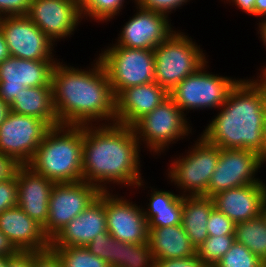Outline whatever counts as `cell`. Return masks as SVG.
Masks as SVG:
<instances>
[{
    "mask_svg": "<svg viewBox=\"0 0 266 267\" xmlns=\"http://www.w3.org/2000/svg\"><path fill=\"white\" fill-rule=\"evenodd\" d=\"M7 267H33V251H18L9 256Z\"/></svg>",
    "mask_w": 266,
    "mask_h": 267,
    "instance_id": "40",
    "label": "cell"
},
{
    "mask_svg": "<svg viewBox=\"0 0 266 267\" xmlns=\"http://www.w3.org/2000/svg\"><path fill=\"white\" fill-rule=\"evenodd\" d=\"M151 188L150 199L143 209L148 222V229L181 224L183 213V196L171 191ZM153 190V191H152Z\"/></svg>",
    "mask_w": 266,
    "mask_h": 267,
    "instance_id": "25",
    "label": "cell"
},
{
    "mask_svg": "<svg viewBox=\"0 0 266 267\" xmlns=\"http://www.w3.org/2000/svg\"><path fill=\"white\" fill-rule=\"evenodd\" d=\"M33 267H63L58 254L51 248L39 252L33 251Z\"/></svg>",
    "mask_w": 266,
    "mask_h": 267,
    "instance_id": "39",
    "label": "cell"
},
{
    "mask_svg": "<svg viewBox=\"0 0 266 267\" xmlns=\"http://www.w3.org/2000/svg\"><path fill=\"white\" fill-rule=\"evenodd\" d=\"M206 61L192 75L185 77L178 83L169 96L175 104L185 112L190 110L220 109L225 103L229 91L239 81L235 77L212 74L206 69L209 67ZM185 111V112H184Z\"/></svg>",
    "mask_w": 266,
    "mask_h": 267,
    "instance_id": "8",
    "label": "cell"
},
{
    "mask_svg": "<svg viewBox=\"0 0 266 267\" xmlns=\"http://www.w3.org/2000/svg\"><path fill=\"white\" fill-rule=\"evenodd\" d=\"M235 239L266 263V222L261 215L236 223Z\"/></svg>",
    "mask_w": 266,
    "mask_h": 267,
    "instance_id": "28",
    "label": "cell"
},
{
    "mask_svg": "<svg viewBox=\"0 0 266 267\" xmlns=\"http://www.w3.org/2000/svg\"><path fill=\"white\" fill-rule=\"evenodd\" d=\"M169 97L155 81L122 90L115 97V123L132 127Z\"/></svg>",
    "mask_w": 266,
    "mask_h": 267,
    "instance_id": "19",
    "label": "cell"
},
{
    "mask_svg": "<svg viewBox=\"0 0 266 267\" xmlns=\"http://www.w3.org/2000/svg\"><path fill=\"white\" fill-rule=\"evenodd\" d=\"M110 267H155L150 243H126L113 238Z\"/></svg>",
    "mask_w": 266,
    "mask_h": 267,
    "instance_id": "27",
    "label": "cell"
},
{
    "mask_svg": "<svg viewBox=\"0 0 266 267\" xmlns=\"http://www.w3.org/2000/svg\"><path fill=\"white\" fill-rule=\"evenodd\" d=\"M19 164L12 158L0 153V181L12 177L17 171Z\"/></svg>",
    "mask_w": 266,
    "mask_h": 267,
    "instance_id": "41",
    "label": "cell"
},
{
    "mask_svg": "<svg viewBox=\"0 0 266 267\" xmlns=\"http://www.w3.org/2000/svg\"><path fill=\"white\" fill-rule=\"evenodd\" d=\"M10 110L41 119L51 128L60 125L53 104L52 86L26 87L16 95Z\"/></svg>",
    "mask_w": 266,
    "mask_h": 267,
    "instance_id": "24",
    "label": "cell"
},
{
    "mask_svg": "<svg viewBox=\"0 0 266 267\" xmlns=\"http://www.w3.org/2000/svg\"><path fill=\"white\" fill-rule=\"evenodd\" d=\"M135 7L137 12L123 25L114 45L153 50L175 31L168 15Z\"/></svg>",
    "mask_w": 266,
    "mask_h": 267,
    "instance_id": "17",
    "label": "cell"
},
{
    "mask_svg": "<svg viewBox=\"0 0 266 267\" xmlns=\"http://www.w3.org/2000/svg\"><path fill=\"white\" fill-rule=\"evenodd\" d=\"M148 242L155 260L177 259L196 254L182 224L148 229Z\"/></svg>",
    "mask_w": 266,
    "mask_h": 267,
    "instance_id": "23",
    "label": "cell"
},
{
    "mask_svg": "<svg viewBox=\"0 0 266 267\" xmlns=\"http://www.w3.org/2000/svg\"><path fill=\"white\" fill-rule=\"evenodd\" d=\"M113 246V237L108 232H100L86 245L87 249L95 256L100 257L110 266V257Z\"/></svg>",
    "mask_w": 266,
    "mask_h": 267,
    "instance_id": "35",
    "label": "cell"
},
{
    "mask_svg": "<svg viewBox=\"0 0 266 267\" xmlns=\"http://www.w3.org/2000/svg\"><path fill=\"white\" fill-rule=\"evenodd\" d=\"M50 129L41 119L10 111L0 125V153L27 165Z\"/></svg>",
    "mask_w": 266,
    "mask_h": 267,
    "instance_id": "10",
    "label": "cell"
},
{
    "mask_svg": "<svg viewBox=\"0 0 266 267\" xmlns=\"http://www.w3.org/2000/svg\"><path fill=\"white\" fill-rule=\"evenodd\" d=\"M50 248L58 254L63 267H110L103 259L92 254L86 246Z\"/></svg>",
    "mask_w": 266,
    "mask_h": 267,
    "instance_id": "29",
    "label": "cell"
},
{
    "mask_svg": "<svg viewBox=\"0 0 266 267\" xmlns=\"http://www.w3.org/2000/svg\"><path fill=\"white\" fill-rule=\"evenodd\" d=\"M98 58L107 72L115 97L126 88L155 81L153 50L111 44Z\"/></svg>",
    "mask_w": 266,
    "mask_h": 267,
    "instance_id": "9",
    "label": "cell"
},
{
    "mask_svg": "<svg viewBox=\"0 0 266 267\" xmlns=\"http://www.w3.org/2000/svg\"><path fill=\"white\" fill-rule=\"evenodd\" d=\"M9 256H0V267H7Z\"/></svg>",
    "mask_w": 266,
    "mask_h": 267,
    "instance_id": "50",
    "label": "cell"
},
{
    "mask_svg": "<svg viewBox=\"0 0 266 267\" xmlns=\"http://www.w3.org/2000/svg\"><path fill=\"white\" fill-rule=\"evenodd\" d=\"M84 126L52 127L27 164L54 183L82 180Z\"/></svg>",
    "mask_w": 266,
    "mask_h": 267,
    "instance_id": "4",
    "label": "cell"
},
{
    "mask_svg": "<svg viewBox=\"0 0 266 267\" xmlns=\"http://www.w3.org/2000/svg\"><path fill=\"white\" fill-rule=\"evenodd\" d=\"M261 216L264 218L266 222V194L264 196L263 203H262Z\"/></svg>",
    "mask_w": 266,
    "mask_h": 267,
    "instance_id": "49",
    "label": "cell"
},
{
    "mask_svg": "<svg viewBox=\"0 0 266 267\" xmlns=\"http://www.w3.org/2000/svg\"><path fill=\"white\" fill-rule=\"evenodd\" d=\"M101 193L94 185L81 180L55 183L49 198L47 224L43 228L51 240L73 218L83 212Z\"/></svg>",
    "mask_w": 266,
    "mask_h": 267,
    "instance_id": "11",
    "label": "cell"
},
{
    "mask_svg": "<svg viewBox=\"0 0 266 267\" xmlns=\"http://www.w3.org/2000/svg\"><path fill=\"white\" fill-rule=\"evenodd\" d=\"M258 34L260 33V39H262L263 41V45L265 46L264 48L266 49V19H263L259 22L258 25Z\"/></svg>",
    "mask_w": 266,
    "mask_h": 267,
    "instance_id": "47",
    "label": "cell"
},
{
    "mask_svg": "<svg viewBox=\"0 0 266 267\" xmlns=\"http://www.w3.org/2000/svg\"><path fill=\"white\" fill-rule=\"evenodd\" d=\"M10 111V105L0 98V125L5 121Z\"/></svg>",
    "mask_w": 266,
    "mask_h": 267,
    "instance_id": "46",
    "label": "cell"
},
{
    "mask_svg": "<svg viewBox=\"0 0 266 267\" xmlns=\"http://www.w3.org/2000/svg\"><path fill=\"white\" fill-rule=\"evenodd\" d=\"M18 183L15 174L3 181H0V213L7 209L17 207Z\"/></svg>",
    "mask_w": 266,
    "mask_h": 267,
    "instance_id": "34",
    "label": "cell"
},
{
    "mask_svg": "<svg viewBox=\"0 0 266 267\" xmlns=\"http://www.w3.org/2000/svg\"><path fill=\"white\" fill-rule=\"evenodd\" d=\"M254 16L266 19V0H255Z\"/></svg>",
    "mask_w": 266,
    "mask_h": 267,
    "instance_id": "44",
    "label": "cell"
},
{
    "mask_svg": "<svg viewBox=\"0 0 266 267\" xmlns=\"http://www.w3.org/2000/svg\"><path fill=\"white\" fill-rule=\"evenodd\" d=\"M0 231L18 251L39 252L50 248L43 227L18 206L0 213Z\"/></svg>",
    "mask_w": 266,
    "mask_h": 267,
    "instance_id": "22",
    "label": "cell"
},
{
    "mask_svg": "<svg viewBox=\"0 0 266 267\" xmlns=\"http://www.w3.org/2000/svg\"><path fill=\"white\" fill-rule=\"evenodd\" d=\"M265 113L266 79L241 78L201 136L219 148L247 149L261 155Z\"/></svg>",
    "mask_w": 266,
    "mask_h": 267,
    "instance_id": "3",
    "label": "cell"
},
{
    "mask_svg": "<svg viewBox=\"0 0 266 267\" xmlns=\"http://www.w3.org/2000/svg\"><path fill=\"white\" fill-rule=\"evenodd\" d=\"M153 51L155 82L169 93L185 77L192 75L208 60L200 45L180 30H175Z\"/></svg>",
    "mask_w": 266,
    "mask_h": 267,
    "instance_id": "5",
    "label": "cell"
},
{
    "mask_svg": "<svg viewBox=\"0 0 266 267\" xmlns=\"http://www.w3.org/2000/svg\"><path fill=\"white\" fill-rule=\"evenodd\" d=\"M56 62L10 56L0 64V98L10 105L26 87L52 86V72Z\"/></svg>",
    "mask_w": 266,
    "mask_h": 267,
    "instance_id": "15",
    "label": "cell"
},
{
    "mask_svg": "<svg viewBox=\"0 0 266 267\" xmlns=\"http://www.w3.org/2000/svg\"><path fill=\"white\" fill-rule=\"evenodd\" d=\"M263 131H264V146L262 149V153L260 155L262 164L266 163V113L264 116V129H263Z\"/></svg>",
    "mask_w": 266,
    "mask_h": 267,
    "instance_id": "48",
    "label": "cell"
},
{
    "mask_svg": "<svg viewBox=\"0 0 266 267\" xmlns=\"http://www.w3.org/2000/svg\"><path fill=\"white\" fill-rule=\"evenodd\" d=\"M214 208L213 198L205 196H183L181 224L190 242L196 249L208 237V218Z\"/></svg>",
    "mask_w": 266,
    "mask_h": 267,
    "instance_id": "26",
    "label": "cell"
},
{
    "mask_svg": "<svg viewBox=\"0 0 266 267\" xmlns=\"http://www.w3.org/2000/svg\"><path fill=\"white\" fill-rule=\"evenodd\" d=\"M227 1V2H226ZM224 0V3H228L231 4V2L233 3V5H236V7H238L239 9L242 10V12H245L247 14H249L250 16H254V3L255 0Z\"/></svg>",
    "mask_w": 266,
    "mask_h": 267,
    "instance_id": "43",
    "label": "cell"
},
{
    "mask_svg": "<svg viewBox=\"0 0 266 267\" xmlns=\"http://www.w3.org/2000/svg\"><path fill=\"white\" fill-rule=\"evenodd\" d=\"M135 5L140 8L164 13L169 16V14L177 11L184 4H187L189 0H132Z\"/></svg>",
    "mask_w": 266,
    "mask_h": 267,
    "instance_id": "36",
    "label": "cell"
},
{
    "mask_svg": "<svg viewBox=\"0 0 266 267\" xmlns=\"http://www.w3.org/2000/svg\"><path fill=\"white\" fill-rule=\"evenodd\" d=\"M215 267H266V263L253 254L244 244L235 240Z\"/></svg>",
    "mask_w": 266,
    "mask_h": 267,
    "instance_id": "32",
    "label": "cell"
},
{
    "mask_svg": "<svg viewBox=\"0 0 266 267\" xmlns=\"http://www.w3.org/2000/svg\"><path fill=\"white\" fill-rule=\"evenodd\" d=\"M140 148L132 127L118 123L84 126L82 180L100 191L111 190L108 184L144 188Z\"/></svg>",
    "mask_w": 266,
    "mask_h": 267,
    "instance_id": "2",
    "label": "cell"
},
{
    "mask_svg": "<svg viewBox=\"0 0 266 267\" xmlns=\"http://www.w3.org/2000/svg\"><path fill=\"white\" fill-rule=\"evenodd\" d=\"M112 191H105L108 233L121 242L146 243L149 230L142 207L123 196L113 195Z\"/></svg>",
    "mask_w": 266,
    "mask_h": 267,
    "instance_id": "16",
    "label": "cell"
},
{
    "mask_svg": "<svg viewBox=\"0 0 266 267\" xmlns=\"http://www.w3.org/2000/svg\"><path fill=\"white\" fill-rule=\"evenodd\" d=\"M235 225L224 213L214 208L208 218L207 232L209 236L235 235Z\"/></svg>",
    "mask_w": 266,
    "mask_h": 267,
    "instance_id": "33",
    "label": "cell"
},
{
    "mask_svg": "<svg viewBox=\"0 0 266 267\" xmlns=\"http://www.w3.org/2000/svg\"><path fill=\"white\" fill-rule=\"evenodd\" d=\"M265 194L266 184L259 182L219 192L212 198L215 208L236 224L261 215Z\"/></svg>",
    "mask_w": 266,
    "mask_h": 267,
    "instance_id": "21",
    "label": "cell"
},
{
    "mask_svg": "<svg viewBox=\"0 0 266 267\" xmlns=\"http://www.w3.org/2000/svg\"><path fill=\"white\" fill-rule=\"evenodd\" d=\"M10 57L8 46L6 44L3 32L0 29V64Z\"/></svg>",
    "mask_w": 266,
    "mask_h": 267,
    "instance_id": "45",
    "label": "cell"
},
{
    "mask_svg": "<svg viewBox=\"0 0 266 267\" xmlns=\"http://www.w3.org/2000/svg\"><path fill=\"white\" fill-rule=\"evenodd\" d=\"M259 70H261L259 74V78H266V66H264L263 68Z\"/></svg>",
    "mask_w": 266,
    "mask_h": 267,
    "instance_id": "51",
    "label": "cell"
},
{
    "mask_svg": "<svg viewBox=\"0 0 266 267\" xmlns=\"http://www.w3.org/2000/svg\"><path fill=\"white\" fill-rule=\"evenodd\" d=\"M100 232H108L105 212V191L50 240V247L88 245Z\"/></svg>",
    "mask_w": 266,
    "mask_h": 267,
    "instance_id": "18",
    "label": "cell"
},
{
    "mask_svg": "<svg viewBox=\"0 0 266 267\" xmlns=\"http://www.w3.org/2000/svg\"><path fill=\"white\" fill-rule=\"evenodd\" d=\"M17 252L11 241L0 231V256H12Z\"/></svg>",
    "mask_w": 266,
    "mask_h": 267,
    "instance_id": "42",
    "label": "cell"
},
{
    "mask_svg": "<svg viewBox=\"0 0 266 267\" xmlns=\"http://www.w3.org/2000/svg\"><path fill=\"white\" fill-rule=\"evenodd\" d=\"M31 0H0V17L27 15Z\"/></svg>",
    "mask_w": 266,
    "mask_h": 267,
    "instance_id": "37",
    "label": "cell"
},
{
    "mask_svg": "<svg viewBox=\"0 0 266 267\" xmlns=\"http://www.w3.org/2000/svg\"><path fill=\"white\" fill-rule=\"evenodd\" d=\"M187 120L189 119L169 96L153 111L138 120L132 128L140 146L146 145L151 155L152 152L154 155H161V152L165 153L164 151L168 150L170 144L192 134V127Z\"/></svg>",
    "mask_w": 266,
    "mask_h": 267,
    "instance_id": "6",
    "label": "cell"
},
{
    "mask_svg": "<svg viewBox=\"0 0 266 267\" xmlns=\"http://www.w3.org/2000/svg\"><path fill=\"white\" fill-rule=\"evenodd\" d=\"M186 156H179L169 165L167 178L182 196H204L219 159V147L198 136ZM188 192V193H187Z\"/></svg>",
    "mask_w": 266,
    "mask_h": 267,
    "instance_id": "7",
    "label": "cell"
},
{
    "mask_svg": "<svg viewBox=\"0 0 266 267\" xmlns=\"http://www.w3.org/2000/svg\"><path fill=\"white\" fill-rule=\"evenodd\" d=\"M10 56L26 60L57 61L54 43L26 15L0 18Z\"/></svg>",
    "mask_w": 266,
    "mask_h": 267,
    "instance_id": "13",
    "label": "cell"
},
{
    "mask_svg": "<svg viewBox=\"0 0 266 267\" xmlns=\"http://www.w3.org/2000/svg\"><path fill=\"white\" fill-rule=\"evenodd\" d=\"M56 45L82 21L80 0H31L26 15Z\"/></svg>",
    "mask_w": 266,
    "mask_h": 267,
    "instance_id": "14",
    "label": "cell"
},
{
    "mask_svg": "<svg viewBox=\"0 0 266 267\" xmlns=\"http://www.w3.org/2000/svg\"><path fill=\"white\" fill-rule=\"evenodd\" d=\"M58 61L53 68L51 84L59 124L86 126L115 123V95L101 60L95 58L92 68L87 69Z\"/></svg>",
    "mask_w": 266,
    "mask_h": 267,
    "instance_id": "1",
    "label": "cell"
},
{
    "mask_svg": "<svg viewBox=\"0 0 266 267\" xmlns=\"http://www.w3.org/2000/svg\"><path fill=\"white\" fill-rule=\"evenodd\" d=\"M16 177L17 206L44 228L49 214L50 193L55 183L27 165L18 166Z\"/></svg>",
    "mask_w": 266,
    "mask_h": 267,
    "instance_id": "20",
    "label": "cell"
},
{
    "mask_svg": "<svg viewBox=\"0 0 266 267\" xmlns=\"http://www.w3.org/2000/svg\"><path fill=\"white\" fill-rule=\"evenodd\" d=\"M155 267H208L197 254L177 259L155 260Z\"/></svg>",
    "mask_w": 266,
    "mask_h": 267,
    "instance_id": "38",
    "label": "cell"
},
{
    "mask_svg": "<svg viewBox=\"0 0 266 267\" xmlns=\"http://www.w3.org/2000/svg\"><path fill=\"white\" fill-rule=\"evenodd\" d=\"M126 0H80L82 18L96 22H107L119 16Z\"/></svg>",
    "mask_w": 266,
    "mask_h": 267,
    "instance_id": "30",
    "label": "cell"
},
{
    "mask_svg": "<svg viewBox=\"0 0 266 267\" xmlns=\"http://www.w3.org/2000/svg\"><path fill=\"white\" fill-rule=\"evenodd\" d=\"M235 240V235H208L206 240L197 247L196 254L208 267H215Z\"/></svg>",
    "mask_w": 266,
    "mask_h": 267,
    "instance_id": "31",
    "label": "cell"
},
{
    "mask_svg": "<svg viewBox=\"0 0 266 267\" xmlns=\"http://www.w3.org/2000/svg\"><path fill=\"white\" fill-rule=\"evenodd\" d=\"M262 165L260 155L254 151L219 148L218 164L204 196L212 198L231 188L263 182L255 177Z\"/></svg>",
    "mask_w": 266,
    "mask_h": 267,
    "instance_id": "12",
    "label": "cell"
}]
</instances>
